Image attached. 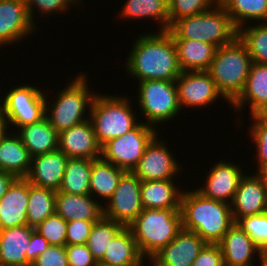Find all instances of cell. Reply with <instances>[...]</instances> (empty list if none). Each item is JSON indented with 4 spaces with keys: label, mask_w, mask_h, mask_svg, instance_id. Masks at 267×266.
Returning <instances> with one entry per match:
<instances>
[{
    "label": "cell",
    "mask_w": 267,
    "mask_h": 266,
    "mask_svg": "<svg viewBox=\"0 0 267 266\" xmlns=\"http://www.w3.org/2000/svg\"><path fill=\"white\" fill-rule=\"evenodd\" d=\"M156 32L139 35L126 57L124 70L136 78L137 82L176 81L182 72L172 36L167 30Z\"/></svg>",
    "instance_id": "6da1fadb"
},
{
    "label": "cell",
    "mask_w": 267,
    "mask_h": 266,
    "mask_svg": "<svg viewBox=\"0 0 267 266\" xmlns=\"http://www.w3.org/2000/svg\"><path fill=\"white\" fill-rule=\"evenodd\" d=\"M180 211L182 229L196 233L210 244H218L235 223L230 204L206 198L196 188L183 191Z\"/></svg>",
    "instance_id": "7a4b0ae2"
},
{
    "label": "cell",
    "mask_w": 267,
    "mask_h": 266,
    "mask_svg": "<svg viewBox=\"0 0 267 266\" xmlns=\"http://www.w3.org/2000/svg\"><path fill=\"white\" fill-rule=\"evenodd\" d=\"M145 260L170 243L182 230L180 209H143L129 226Z\"/></svg>",
    "instance_id": "3957f363"
},
{
    "label": "cell",
    "mask_w": 267,
    "mask_h": 266,
    "mask_svg": "<svg viewBox=\"0 0 267 266\" xmlns=\"http://www.w3.org/2000/svg\"><path fill=\"white\" fill-rule=\"evenodd\" d=\"M252 62L246 45L239 37L217 48L207 72L227 103L231 104L242 92Z\"/></svg>",
    "instance_id": "277c9868"
},
{
    "label": "cell",
    "mask_w": 267,
    "mask_h": 266,
    "mask_svg": "<svg viewBox=\"0 0 267 266\" xmlns=\"http://www.w3.org/2000/svg\"><path fill=\"white\" fill-rule=\"evenodd\" d=\"M167 31L172 39L201 40L217 48L238 37V29L219 3L200 14L176 20Z\"/></svg>",
    "instance_id": "5b68a950"
},
{
    "label": "cell",
    "mask_w": 267,
    "mask_h": 266,
    "mask_svg": "<svg viewBox=\"0 0 267 266\" xmlns=\"http://www.w3.org/2000/svg\"><path fill=\"white\" fill-rule=\"evenodd\" d=\"M78 74L59 91L53 99L54 103L51 104L46 97L45 116L58 133L90 119V112L84 114L87 108H91L96 94L89 89L87 74Z\"/></svg>",
    "instance_id": "8992f818"
},
{
    "label": "cell",
    "mask_w": 267,
    "mask_h": 266,
    "mask_svg": "<svg viewBox=\"0 0 267 266\" xmlns=\"http://www.w3.org/2000/svg\"><path fill=\"white\" fill-rule=\"evenodd\" d=\"M129 98L96 93L89 112L101 147L109 140L123 136L140 123L136 121V110L134 113Z\"/></svg>",
    "instance_id": "52a82bcc"
},
{
    "label": "cell",
    "mask_w": 267,
    "mask_h": 266,
    "mask_svg": "<svg viewBox=\"0 0 267 266\" xmlns=\"http://www.w3.org/2000/svg\"><path fill=\"white\" fill-rule=\"evenodd\" d=\"M138 83L137 104L146 119V125L155 128L177 118L181 108L176 81L145 80Z\"/></svg>",
    "instance_id": "ba28073f"
},
{
    "label": "cell",
    "mask_w": 267,
    "mask_h": 266,
    "mask_svg": "<svg viewBox=\"0 0 267 266\" xmlns=\"http://www.w3.org/2000/svg\"><path fill=\"white\" fill-rule=\"evenodd\" d=\"M39 89L23 83L10 89L1 99V114L9 126H15V131L45 117L46 94Z\"/></svg>",
    "instance_id": "9c48e42d"
},
{
    "label": "cell",
    "mask_w": 267,
    "mask_h": 266,
    "mask_svg": "<svg viewBox=\"0 0 267 266\" xmlns=\"http://www.w3.org/2000/svg\"><path fill=\"white\" fill-rule=\"evenodd\" d=\"M158 132L157 128L140 121L134 129L104 144L101 157L124 171L132 172Z\"/></svg>",
    "instance_id": "30bf717a"
},
{
    "label": "cell",
    "mask_w": 267,
    "mask_h": 266,
    "mask_svg": "<svg viewBox=\"0 0 267 266\" xmlns=\"http://www.w3.org/2000/svg\"><path fill=\"white\" fill-rule=\"evenodd\" d=\"M141 180L126 171L107 204L103 205L104 217L129 227L143 210L140 196Z\"/></svg>",
    "instance_id": "8fae6325"
},
{
    "label": "cell",
    "mask_w": 267,
    "mask_h": 266,
    "mask_svg": "<svg viewBox=\"0 0 267 266\" xmlns=\"http://www.w3.org/2000/svg\"><path fill=\"white\" fill-rule=\"evenodd\" d=\"M158 136L159 134L151 140L140 161L132 170L141 181L175 179L183 169L168 149L165 140L158 139L160 138Z\"/></svg>",
    "instance_id": "7c38bea8"
},
{
    "label": "cell",
    "mask_w": 267,
    "mask_h": 266,
    "mask_svg": "<svg viewBox=\"0 0 267 266\" xmlns=\"http://www.w3.org/2000/svg\"><path fill=\"white\" fill-rule=\"evenodd\" d=\"M176 87L180 108H204L216 102L217 98L226 100L207 71L181 72Z\"/></svg>",
    "instance_id": "4fadbf2b"
},
{
    "label": "cell",
    "mask_w": 267,
    "mask_h": 266,
    "mask_svg": "<svg viewBox=\"0 0 267 266\" xmlns=\"http://www.w3.org/2000/svg\"><path fill=\"white\" fill-rule=\"evenodd\" d=\"M227 162L220 160L212 164L203 186L196 190L206 198L231 204L244 173L240 165Z\"/></svg>",
    "instance_id": "5bb4252c"
},
{
    "label": "cell",
    "mask_w": 267,
    "mask_h": 266,
    "mask_svg": "<svg viewBox=\"0 0 267 266\" xmlns=\"http://www.w3.org/2000/svg\"><path fill=\"white\" fill-rule=\"evenodd\" d=\"M38 28L31 21L25 0H0V46L32 36ZM4 44V45H3ZM0 47V48H1Z\"/></svg>",
    "instance_id": "9a60e30c"
},
{
    "label": "cell",
    "mask_w": 267,
    "mask_h": 266,
    "mask_svg": "<svg viewBox=\"0 0 267 266\" xmlns=\"http://www.w3.org/2000/svg\"><path fill=\"white\" fill-rule=\"evenodd\" d=\"M230 208L235 223L240 218L267 212V190L257 170L253 175H243Z\"/></svg>",
    "instance_id": "2e32d148"
},
{
    "label": "cell",
    "mask_w": 267,
    "mask_h": 266,
    "mask_svg": "<svg viewBox=\"0 0 267 266\" xmlns=\"http://www.w3.org/2000/svg\"><path fill=\"white\" fill-rule=\"evenodd\" d=\"M218 244L225 266H254L255 256L259 257L261 266H267V257L237 223L229 228Z\"/></svg>",
    "instance_id": "e0dca14e"
},
{
    "label": "cell",
    "mask_w": 267,
    "mask_h": 266,
    "mask_svg": "<svg viewBox=\"0 0 267 266\" xmlns=\"http://www.w3.org/2000/svg\"><path fill=\"white\" fill-rule=\"evenodd\" d=\"M206 244L196 233L182 229L148 261L149 266H191Z\"/></svg>",
    "instance_id": "ac0fdd59"
},
{
    "label": "cell",
    "mask_w": 267,
    "mask_h": 266,
    "mask_svg": "<svg viewBox=\"0 0 267 266\" xmlns=\"http://www.w3.org/2000/svg\"><path fill=\"white\" fill-rule=\"evenodd\" d=\"M58 150L68 158L98 159L102 147L98 143L90 119L58 133Z\"/></svg>",
    "instance_id": "d6986e66"
},
{
    "label": "cell",
    "mask_w": 267,
    "mask_h": 266,
    "mask_svg": "<svg viewBox=\"0 0 267 266\" xmlns=\"http://www.w3.org/2000/svg\"><path fill=\"white\" fill-rule=\"evenodd\" d=\"M68 157L60 150L31 157V167L25 177L36 186L58 191L63 180Z\"/></svg>",
    "instance_id": "ffe728a7"
},
{
    "label": "cell",
    "mask_w": 267,
    "mask_h": 266,
    "mask_svg": "<svg viewBox=\"0 0 267 266\" xmlns=\"http://www.w3.org/2000/svg\"><path fill=\"white\" fill-rule=\"evenodd\" d=\"M28 180L17 178L0 199V230L28 225Z\"/></svg>",
    "instance_id": "44dd1931"
},
{
    "label": "cell",
    "mask_w": 267,
    "mask_h": 266,
    "mask_svg": "<svg viewBox=\"0 0 267 266\" xmlns=\"http://www.w3.org/2000/svg\"><path fill=\"white\" fill-rule=\"evenodd\" d=\"M103 205L101 201L94 200L90 194L78 195L56 191L55 213L67 222L98 221L104 216Z\"/></svg>",
    "instance_id": "7402d4cb"
},
{
    "label": "cell",
    "mask_w": 267,
    "mask_h": 266,
    "mask_svg": "<svg viewBox=\"0 0 267 266\" xmlns=\"http://www.w3.org/2000/svg\"><path fill=\"white\" fill-rule=\"evenodd\" d=\"M267 103V64L252 62L245 86L231 103L234 112H242L249 105L250 114H257Z\"/></svg>",
    "instance_id": "603a6c76"
},
{
    "label": "cell",
    "mask_w": 267,
    "mask_h": 266,
    "mask_svg": "<svg viewBox=\"0 0 267 266\" xmlns=\"http://www.w3.org/2000/svg\"><path fill=\"white\" fill-rule=\"evenodd\" d=\"M34 230L28 225L0 230V266H31L26 249Z\"/></svg>",
    "instance_id": "cb8c5ba5"
},
{
    "label": "cell",
    "mask_w": 267,
    "mask_h": 266,
    "mask_svg": "<svg viewBox=\"0 0 267 266\" xmlns=\"http://www.w3.org/2000/svg\"><path fill=\"white\" fill-rule=\"evenodd\" d=\"M141 181L140 196L143 209H181L183 189L176 180ZM178 187V188H177Z\"/></svg>",
    "instance_id": "d4e9b609"
},
{
    "label": "cell",
    "mask_w": 267,
    "mask_h": 266,
    "mask_svg": "<svg viewBox=\"0 0 267 266\" xmlns=\"http://www.w3.org/2000/svg\"><path fill=\"white\" fill-rule=\"evenodd\" d=\"M144 259L132 231L124 227L107 245L100 263L108 266H144Z\"/></svg>",
    "instance_id": "484cf974"
},
{
    "label": "cell",
    "mask_w": 267,
    "mask_h": 266,
    "mask_svg": "<svg viewBox=\"0 0 267 266\" xmlns=\"http://www.w3.org/2000/svg\"><path fill=\"white\" fill-rule=\"evenodd\" d=\"M16 134L31 157L58 150V132L45 116L40 121L18 128Z\"/></svg>",
    "instance_id": "4316f807"
},
{
    "label": "cell",
    "mask_w": 267,
    "mask_h": 266,
    "mask_svg": "<svg viewBox=\"0 0 267 266\" xmlns=\"http://www.w3.org/2000/svg\"><path fill=\"white\" fill-rule=\"evenodd\" d=\"M182 72L207 71L217 47L201 40L173 39Z\"/></svg>",
    "instance_id": "83f0119b"
},
{
    "label": "cell",
    "mask_w": 267,
    "mask_h": 266,
    "mask_svg": "<svg viewBox=\"0 0 267 266\" xmlns=\"http://www.w3.org/2000/svg\"><path fill=\"white\" fill-rule=\"evenodd\" d=\"M31 167V156L19 136L12 131L0 142V170L25 178Z\"/></svg>",
    "instance_id": "f1b7e54d"
},
{
    "label": "cell",
    "mask_w": 267,
    "mask_h": 266,
    "mask_svg": "<svg viewBox=\"0 0 267 266\" xmlns=\"http://www.w3.org/2000/svg\"><path fill=\"white\" fill-rule=\"evenodd\" d=\"M121 168L105 161L102 157L94 159L92 162L89 194L96 200H109L119 180L125 173Z\"/></svg>",
    "instance_id": "f546056e"
},
{
    "label": "cell",
    "mask_w": 267,
    "mask_h": 266,
    "mask_svg": "<svg viewBox=\"0 0 267 266\" xmlns=\"http://www.w3.org/2000/svg\"><path fill=\"white\" fill-rule=\"evenodd\" d=\"M119 12L122 19H154L159 24V30L169 29V4L168 0H126Z\"/></svg>",
    "instance_id": "4dcf8cb0"
},
{
    "label": "cell",
    "mask_w": 267,
    "mask_h": 266,
    "mask_svg": "<svg viewBox=\"0 0 267 266\" xmlns=\"http://www.w3.org/2000/svg\"><path fill=\"white\" fill-rule=\"evenodd\" d=\"M218 3L229 14L238 30L254 20L257 23L267 22V0H218Z\"/></svg>",
    "instance_id": "1f68e13d"
},
{
    "label": "cell",
    "mask_w": 267,
    "mask_h": 266,
    "mask_svg": "<svg viewBox=\"0 0 267 266\" xmlns=\"http://www.w3.org/2000/svg\"><path fill=\"white\" fill-rule=\"evenodd\" d=\"M56 191L36 186L28 181V226L35 228L55 213Z\"/></svg>",
    "instance_id": "d6a6232c"
},
{
    "label": "cell",
    "mask_w": 267,
    "mask_h": 266,
    "mask_svg": "<svg viewBox=\"0 0 267 266\" xmlns=\"http://www.w3.org/2000/svg\"><path fill=\"white\" fill-rule=\"evenodd\" d=\"M92 162V159L68 158L58 191L78 195L89 194Z\"/></svg>",
    "instance_id": "836d02e7"
},
{
    "label": "cell",
    "mask_w": 267,
    "mask_h": 266,
    "mask_svg": "<svg viewBox=\"0 0 267 266\" xmlns=\"http://www.w3.org/2000/svg\"><path fill=\"white\" fill-rule=\"evenodd\" d=\"M238 37L246 45L253 62L267 64V22L241 27Z\"/></svg>",
    "instance_id": "e575fe53"
},
{
    "label": "cell",
    "mask_w": 267,
    "mask_h": 266,
    "mask_svg": "<svg viewBox=\"0 0 267 266\" xmlns=\"http://www.w3.org/2000/svg\"><path fill=\"white\" fill-rule=\"evenodd\" d=\"M123 228V225L104 216L93 224L86 245L97 262L102 260L107 245Z\"/></svg>",
    "instance_id": "d590c367"
},
{
    "label": "cell",
    "mask_w": 267,
    "mask_h": 266,
    "mask_svg": "<svg viewBox=\"0 0 267 266\" xmlns=\"http://www.w3.org/2000/svg\"><path fill=\"white\" fill-rule=\"evenodd\" d=\"M236 223L267 257V212L240 218Z\"/></svg>",
    "instance_id": "8d00e7d4"
},
{
    "label": "cell",
    "mask_w": 267,
    "mask_h": 266,
    "mask_svg": "<svg viewBox=\"0 0 267 266\" xmlns=\"http://www.w3.org/2000/svg\"><path fill=\"white\" fill-rule=\"evenodd\" d=\"M217 3L218 0H168L169 27L176 20L210 10Z\"/></svg>",
    "instance_id": "74e56055"
},
{
    "label": "cell",
    "mask_w": 267,
    "mask_h": 266,
    "mask_svg": "<svg viewBox=\"0 0 267 266\" xmlns=\"http://www.w3.org/2000/svg\"><path fill=\"white\" fill-rule=\"evenodd\" d=\"M34 229L41 234L50 245H66L67 221L60 215L54 213L42 223L38 224Z\"/></svg>",
    "instance_id": "f35d334b"
},
{
    "label": "cell",
    "mask_w": 267,
    "mask_h": 266,
    "mask_svg": "<svg viewBox=\"0 0 267 266\" xmlns=\"http://www.w3.org/2000/svg\"><path fill=\"white\" fill-rule=\"evenodd\" d=\"M249 117L252 120L249 133L257 149L255 152L258 167L256 168L259 170L267 167V119L258 117L256 114Z\"/></svg>",
    "instance_id": "ab89813d"
},
{
    "label": "cell",
    "mask_w": 267,
    "mask_h": 266,
    "mask_svg": "<svg viewBox=\"0 0 267 266\" xmlns=\"http://www.w3.org/2000/svg\"><path fill=\"white\" fill-rule=\"evenodd\" d=\"M29 17L31 21L37 25V22L35 23L33 19H35V13L37 10V13L41 14V16L44 15V17H48V15H53V13H61L65 12L68 9H70V6H74L75 4H79L81 0H25ZM79 2V3H78ZM36 8V11L34 9ZM51 13V14H50ZM46 15V16H45Z\"/></svg>",
    "instance_id": "60d3db41"
},
{
    "label": "cell",
    "mask_w": 267,
    "mask_h": 266,
    "mask_svg": "<svg viewBox=\"0 0 267 266\" xmlns=\"http://www.w3.org/2000/svg\"><path fill=\"white\" fill-rule=\"evenodd\" d=\"M95 222L84 220L67 222L66 245L86 244Z\"/></svg>",
    "instance_id": "b9f144b4"
},
{
    "label": "cell",
    "mask_w": 267,
    "mask_h": 266,
    "mask_svg": "<svg viewBox=\"0 0 267 266\" xmlns=\"http://www.w3.org/2000/svg\"><path fill=\"white\" fill-rule=\"evenodd\" d=\"M68 266H96L91 251L86 244L65 245Z\"/></svg>",
    "instance_id": "7bdbcfd3"
},
{
    "label": "cell",
    "mask_w": 267,
    "mask_h": 266,
    "mask_svg": "<svg viewBox=\"0 0 267 266\" xmlns=\"http://www.w3.org/2000/svg\"><path fill=\"white\" fill-rule=\"evenodd\" d=\"M31 266H68L65 246L49 245Z\"/></svg>",
    "instance_id": "ee69618b"
},
{
    "label": "cell",
    "mask_w": 267,
    "mask_h": 266,
    "mask_svg": "<svg viewBox=\"0 0 267 266\" xmlns=\"http://www.w3.org/2000/svg\"><path fill=\"white\" fill-rule=\"evenodd\" d=\"M191 266H225L220 245L207 243Z\"/></svg>",
    "instance_id": "f6af8a7d"
},
{
    "label": "cell",
    "mask_w": 267,
    "mask_h": 266,
    "mask_svg": "<svg viewBox=\"0 0 267 266\" xmlns=\"http://www.w3.org/2000/svg\"><path fill=\"white\" fill-rule=\"evenodd\" d=\"M49 245L48 241L34 230L26 249L27 261L32 264L36 258L48 248Z\"/></svg>",
    "instance_id": "bcb514c9"
},
{
    "label": "cell",
    "mask_w": 267,
    "mask_h": 266,
    "mask_svg": "<svg viewBox=\"0 0 267 266\" xmlns=\"http://www.w3.org/2000/svg\"><path fill=\"white\" fill-rule=\"evenodd\" d=\"M16 179L17 177L13 174L0 170V199Z\"/></svg>",
    "instance_id": "7dc6e473"
},
{
    "label": "cell",
    "mask_w": 267,
    "mask_h": 266,
    "mask_svg": "<svg viewBox=\"0 0 267 266\" xmlns=\"http://www.w3.org/2000/svg\"><path fill=\"white\" fill-rule=\"evenodd\" d=\"M9 130V123L5 119V117L0 113V142L6 136Z\"/></svg>",
    "instance_id": "c3c4849f"
},
{
    "label": "cell",
    "mask_w": 267,
    "mask_h": 266,
    "mask_svg": "<svg viewBox=\"0 0 267 266\" xmlns=\"http://www.w3.org/2000/svg\"><path fill=\"white\" fill-rule=\"evenodd\" d=\"M257 174L261 177L264 187L267 190V167L259 169Z\"/></svg>",
    "instance_id": "681fc988"
},
{
    "label": "cell",
    "mask_w": 267,
    "mask_h": 266,
    "mask_svg": "<svg viewBox=\"0 0 267 266\" xmlns=\"http://www.w3.org/2000/svg\"><path fill=\"white\" fill-rule=\"evenodd\" d=\"M258 117H262L264 119H267V103L265 106L256 114Z\"/></svg>",
    "instance_id": "f907efd6"
},
{
    "label": "cell",
    "mask_w": 267,
    "mask_h": 266,
    "mask_svg": "<svg viewBox=\"0 0 267 266\" xmlns=\"http://www.w3.org/2000/svg\"><path fill=\"white\" fill-rule=\"evenodd\" d=\"M96 266H108V265H104V264H102L100 262H97Z\"/></svg>",
    "instance_id": "816d5d0a"
}]
</instances>
